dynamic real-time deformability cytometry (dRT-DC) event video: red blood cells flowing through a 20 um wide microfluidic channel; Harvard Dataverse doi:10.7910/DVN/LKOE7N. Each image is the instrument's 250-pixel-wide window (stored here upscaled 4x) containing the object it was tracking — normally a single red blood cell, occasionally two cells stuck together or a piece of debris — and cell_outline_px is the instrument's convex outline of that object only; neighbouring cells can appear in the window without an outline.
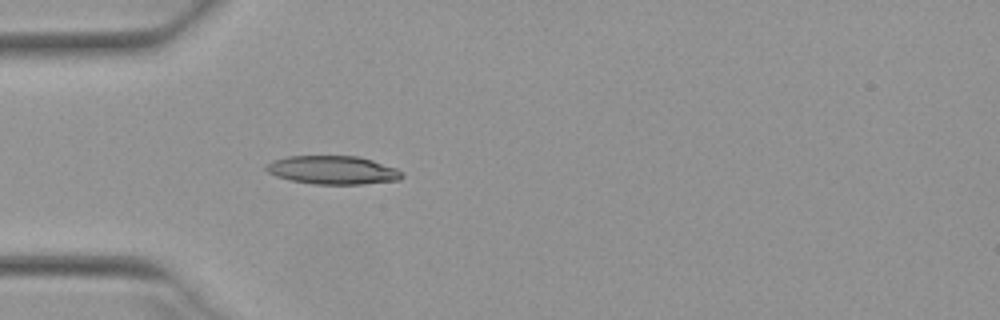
{"species": "Egyptian fruit bat (a non-hibernating species)", "species_latin": "Rousettus aegyptiacus", "temperature_condition": "warm", "stored_images_in_passage": 33, "camera_frame_rate_fps": 3000, "um_per_image_px": 0.085, "animal": {"sex": "female"}, "frame": {"image": 1, "passage_image": 1, "time_ms": 0.0, "image_size_px": [1000, 320], "cell_outline_px": [[404, 176], [400, 180], [360, 184], [312, 184], [292, 180], [276, 176], [268, 172], [264, 168], [272, 160], [288, 156], [356, 156], [372, 160], [396, 168]], "centroid_in_image_um": [28.27, 14.45], "position_along_channel_um": 56.7, "area_um2": 22.37}}
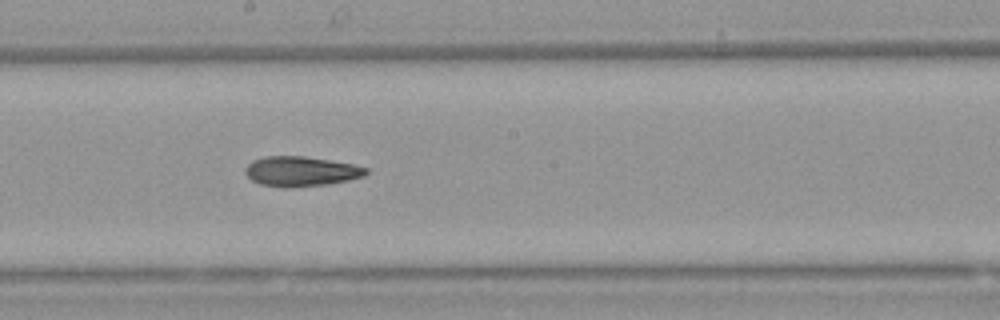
{"frame": {"image": 2, "passage_image": 14, "time_ms": 4.333, "image_size_px": [1000, 320], "cell_outline_px": [[368, 172], [364, 176], [348, 180], [328, 184], [292, 188], [284, 188], [260, 184], [252, 180], [244, 172], [244, 168], [252, 160], [264, 156], [304, 156], [352, 164], [368, 168]], "centroid_in_image_um": [25.55, 14.57], "position_along_channel_um": 222.6, "area_um2": 21.15}}
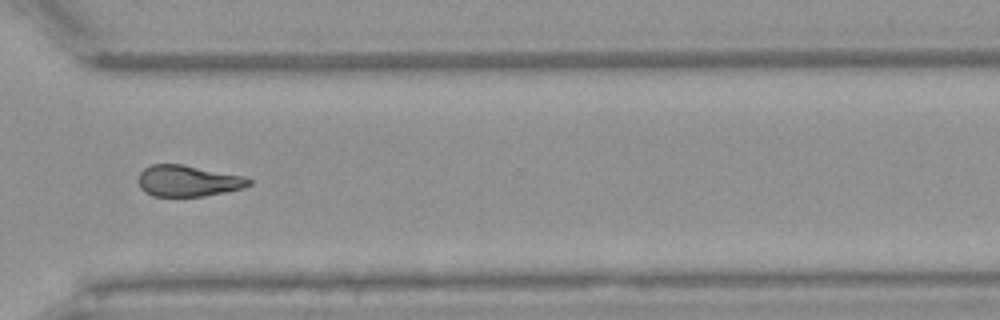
{"frame": {"image": 3, "passage_image": 24, "time_ms": 7.667, "image_size_px": [1000, 320], "cell_outline_px": [[252, 184], [244, 188], [204, 196], [152, 196], [144, 192], [140, 188], [136, 180], [140, 172], [144, 168], [152, 164], [184, 164], [244, 176], [252, 180]], "centroid_in_image_um": [15.96, 15.37], "position_along_channel_um": 354.6, "area_um2": 20.4}, "authors_computed_cell_mechanics": {"area_um2": 20.808, "velocity_mm_per_s": 3.9538, "shape_relaxation_time_tau1_ms": null, "shape_relaxation_time_tau2_ms": 8.7284, "deformation_change_tau1": null, "deformation_change_tau2": 0.2004}}